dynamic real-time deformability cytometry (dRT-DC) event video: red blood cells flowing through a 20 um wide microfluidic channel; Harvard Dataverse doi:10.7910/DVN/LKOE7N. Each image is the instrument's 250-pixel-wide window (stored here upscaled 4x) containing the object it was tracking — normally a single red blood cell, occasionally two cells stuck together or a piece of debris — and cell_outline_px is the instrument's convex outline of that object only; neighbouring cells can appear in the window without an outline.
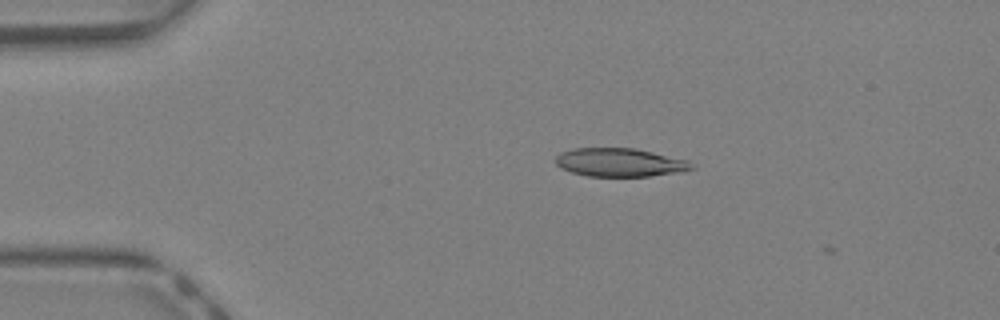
{"species": "Egyptian fruit bat (a non-hibernating species)", "species_latin": "Rousettus aegyptiacus", "temperature_condition": "warm", "stored_images_in_passage": 3, "camera_frame_rate_fps": 3000, "um_per_image_px": 0.085, "animal": {"sex": "female"}, "frame": {"image": 1, "passage_image": 2, "time_ms": 0.333, "image_size_px": [1000, 320], "cell_outline_px": [[696, 168], [684, 172], [648, 176], [588, 176], [572, 172], [560, 168], [556, 164], [556, 156], [560, 152], [572, 148], [636, 148], [688, 160], [696, 164]], "centroid_in_image_um": [52.74, 13.8], "position_along_channel_um": 32.3, "area_um2": 22.83}}